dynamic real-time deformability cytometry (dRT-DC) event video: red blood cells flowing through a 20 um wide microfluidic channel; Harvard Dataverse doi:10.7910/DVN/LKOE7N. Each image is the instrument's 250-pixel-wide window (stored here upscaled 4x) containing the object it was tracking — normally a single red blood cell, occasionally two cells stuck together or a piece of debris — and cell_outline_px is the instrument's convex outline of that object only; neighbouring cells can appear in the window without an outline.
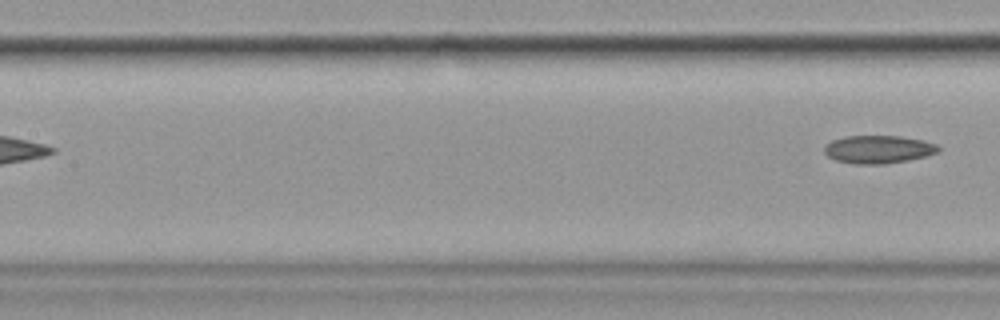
{"species": "common noctule bat (a hibernating species)", "species_latin": "Nyctalus noctula", "temperature_condition": "cold", "stored_images_in_passage": 6, "segment_of_instrument_passage": [2, 2], "camera_frame_rate_fps": 3000, "um_per_image_px": 0.085, "animal": {"sex": "female", "body_mass_g": 19.9}, "frame": {"image": 1, "passage_image": 6, "time_ms": 6.667, "image_size_px": [1000, 320], "cell_outline_px": [[940, 152], [908, 160], [884, 164], [856, 164], [836, 160], [828, 156], [824, 152], [824, 148], [832, 140], [844, 136], [900, 136], [924, 140], [936, 144], [940, 148]], "centroid_in_image_um": [74.68, 12.69], "position_along_channel_um": 132.7, "area_um2": 18.55}}